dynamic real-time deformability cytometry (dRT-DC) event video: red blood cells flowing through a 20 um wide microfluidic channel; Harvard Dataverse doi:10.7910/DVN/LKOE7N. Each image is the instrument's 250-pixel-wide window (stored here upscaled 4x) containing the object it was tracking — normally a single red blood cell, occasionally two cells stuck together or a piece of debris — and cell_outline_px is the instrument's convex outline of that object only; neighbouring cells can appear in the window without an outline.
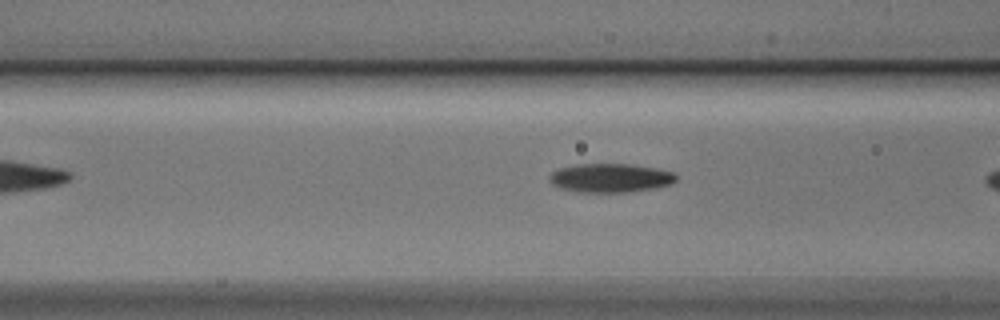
{"species": "Egyptian fruit bat (a non-hibernating species)", "species_latin": "Rousettus aegyptiacus", "temperature_condition": "cold", "stored_images_in_passage": 7, "camera_frame_rate_fps": 3000, "um_per_image_px": 0.085, "animal": {"sex": "male"}, "frame": {"image": 1, "passage_image": 6, "time_ms": 1.667, "image_size_px": [1000, 320], "cell_outline_px": [[676, 180], [672, 184], [656, 188], [632, 192], [576, 192], [560, 188], [552, 184], [548, 180], [548, 176], [552, 172], [560, 168], [576, 164], [628, 164], [656, 168], [672, 172], [676, 176]], "centroid_in_image_um": [51.86, 15.13], "position_along_channel_um": 114.7, "area_um2": 21.44}}